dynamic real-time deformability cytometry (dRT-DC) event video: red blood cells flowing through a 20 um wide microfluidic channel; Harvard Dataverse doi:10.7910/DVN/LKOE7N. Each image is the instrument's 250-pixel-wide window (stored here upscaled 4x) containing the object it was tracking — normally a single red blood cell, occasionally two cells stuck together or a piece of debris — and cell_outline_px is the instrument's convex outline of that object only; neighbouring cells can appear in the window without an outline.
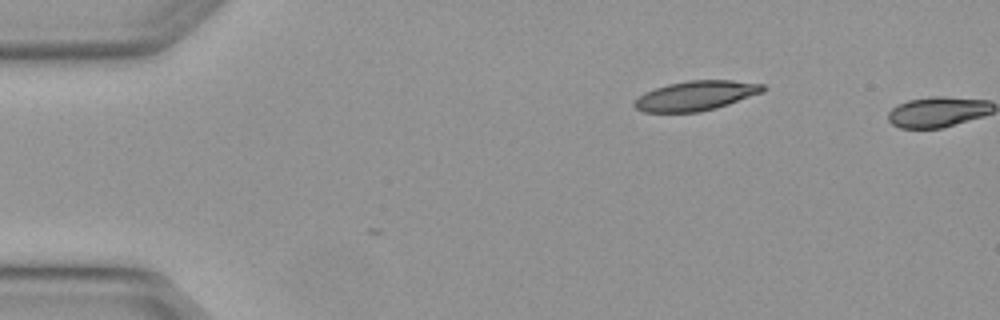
{"species": "Egyptian fruit bat (a non-hibernating species)", "species_latin": "Rousettus aegyptiacus", "temperature_condition": "warm", "stored_images_in_passage": 2, "camera_frame_rate_fps": 3000, "um_per_image_px": 0.085, "animal": {"sex": "female"}, "frame": {"image": 1, "passage_image": 2, "time_ms": 0.333, "image_size_px": [1000, 320], "cell_outline_px": [[768, 88], [764, 92], [716, 108], [700, 112], [644, 112], [636, 108], [632, 104], [644, 92], [668, 84], [688, 80], [732, 80], [764, 84]], "centroid_in_image_um": [59.19, 8.13], "position_along_channel_um": 25.8, "area_um2": 22.25}}